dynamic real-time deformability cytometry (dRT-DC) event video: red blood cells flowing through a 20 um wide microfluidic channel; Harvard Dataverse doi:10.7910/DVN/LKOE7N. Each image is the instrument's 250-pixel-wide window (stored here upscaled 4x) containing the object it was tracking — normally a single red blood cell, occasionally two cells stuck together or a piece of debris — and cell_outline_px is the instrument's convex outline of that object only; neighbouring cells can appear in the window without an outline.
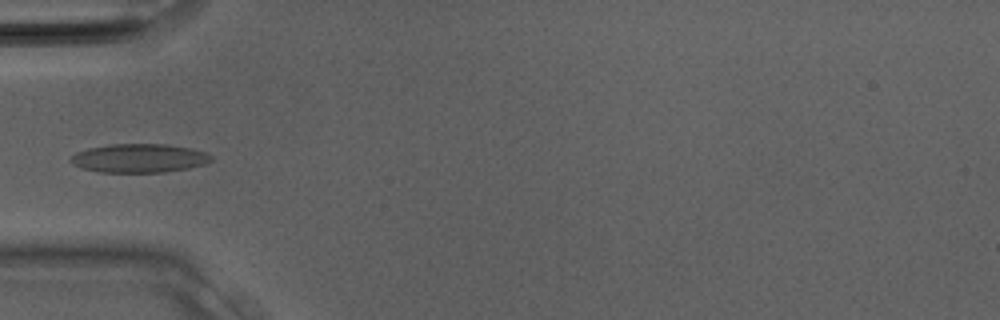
{"species": "Egyptian fruit bat (a non-hibernating species)", "species_latin": "Rousettus aegyptiacus", "temperature_condition": "room temperature", "stored_images_in_passage": 13, "camera_frame_rate_fps": 3000, "um_per_image_px": 0.085, "animal": {"sex": "male"}, "frame": {"image": 1, "passage_image": 10, "time_ms": 3.0, "image_size_px": [1000, 320], "cell_outline_px": [[212, 160], [204, 164], [188, 168], [164, 172], [100, 172], [80, 168], [72, 164], [68, 160], [76, 152], [88, 148], [108, 144], [168, 144], [188, 148], [204, 152], [212, 156]], "centroid_in_image_um": [11.78, 13.44], "position_along_channel_um": 73.2, "area_um2": 23.52}}
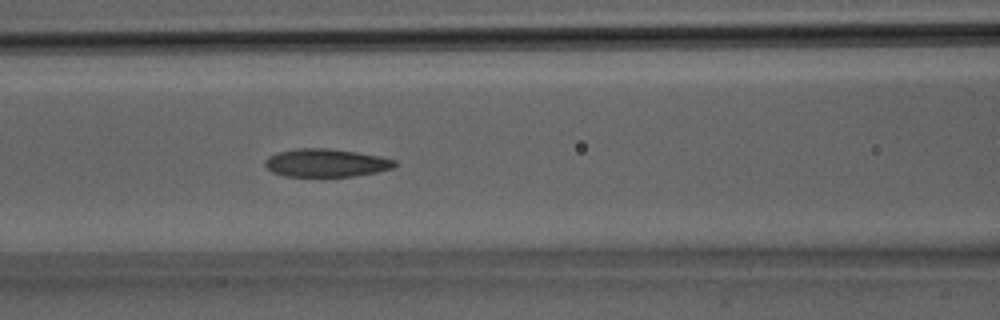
{"frame": {"image": 2, "passage_image": 13, "time_ms": 4.0, "image_size_px": [1000, 320], "cell_outline_px": [[396, 164], [392, 168], [376, 172], [352, 176], [284, 176], [272, 172], [264, 164], [264, 160], [268, 156], [280, 152], [296, 148], [328, 148], [356, 152], [380, 156], [396, 160]], "centroid_in_image_um": [27.69, 13.84], "position_along_channel_um": 138.9, "area_um2": 21.1}}